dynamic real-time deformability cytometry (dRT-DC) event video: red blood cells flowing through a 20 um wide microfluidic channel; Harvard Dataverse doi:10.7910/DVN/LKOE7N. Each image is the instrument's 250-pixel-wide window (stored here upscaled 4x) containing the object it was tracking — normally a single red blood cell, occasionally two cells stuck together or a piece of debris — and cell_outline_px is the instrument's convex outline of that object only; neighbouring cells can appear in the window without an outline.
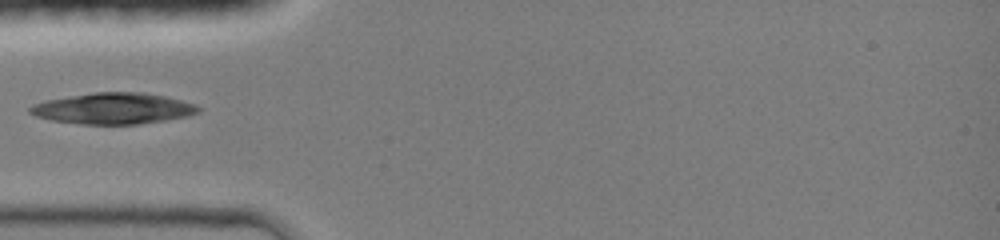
{"species": "common noctule bat (a hibernating species)", "species_latin": "Nyctalus noctula", "temperature_condition": "room temperature", "stored_images_in_passage": 15, "camera_frame_rate_fps": 3000, "um_per_image_px": 0.085, "animal": {"sex": "female", "body_mass_g": 19.0, "forearm_length_mm": 51.5}, "frame": {"image": 1, "passage_image": 1, "time_ms": 0.0, "image_size_px": [1000, 240], "cell_outline_px": [[200, 112], [188, 116], [164, 120], [136, 124], [80, 124], [52, 120], [36, 116], [28, 112], [28, 108], [32, 104], [44, 100], [92, 92], [144, 92], [164, 96], [196, 104], [200, 108]], "centroid_in_image_um": [9.6, 9.21], "position_along_channel_um": 75.4, "area_um2": 30.58}}
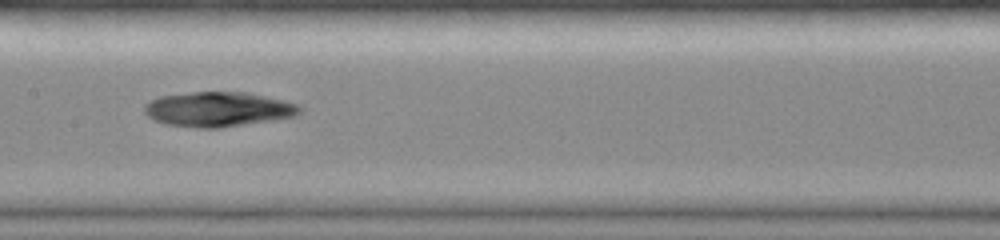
{"frame": {"image": 2, "passage_image": 10, "time_ms": 2.667, "image_size_px": [1000, 240], "cell_outline_px": [[304, 108], [296, 116], [220, 128], [196, 128], [164, 124], [152, 120], [144, 112], [144, 104], [148, 100], [160, 96], [192, 92], [244, 92], [284, 100], [300, 104]], "centroid_in_image_um": [18.52, 9.29], "position_along_channel_um": 188.9, "area_um2": 31.73}}
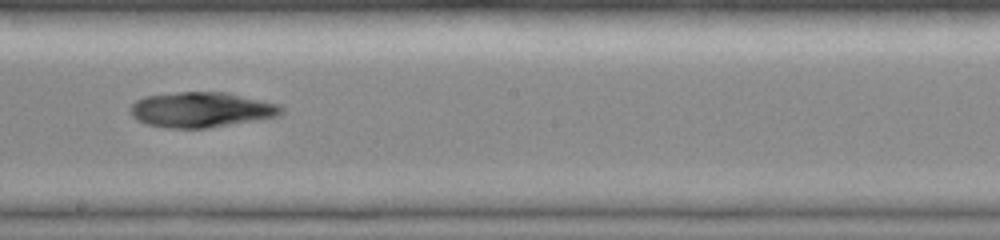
{"frame": {"image": 3, "passage_image": 13, "time_ms": 3.667, "image_size_px": [1000, 240], "cell_outline_px": [[284, 112], [280, 116], [208, 128], [168, 128], [148, 124], [136, 120], [128, 112], [128, 108], [136, 100], [144, 96], [176, 92], [228, 92], [280, 104], [284, 108]], "centroid_in_image_um": [17.11, 9.32], "position_along_channel_um": 231.1, "area_um2": 31.39}}